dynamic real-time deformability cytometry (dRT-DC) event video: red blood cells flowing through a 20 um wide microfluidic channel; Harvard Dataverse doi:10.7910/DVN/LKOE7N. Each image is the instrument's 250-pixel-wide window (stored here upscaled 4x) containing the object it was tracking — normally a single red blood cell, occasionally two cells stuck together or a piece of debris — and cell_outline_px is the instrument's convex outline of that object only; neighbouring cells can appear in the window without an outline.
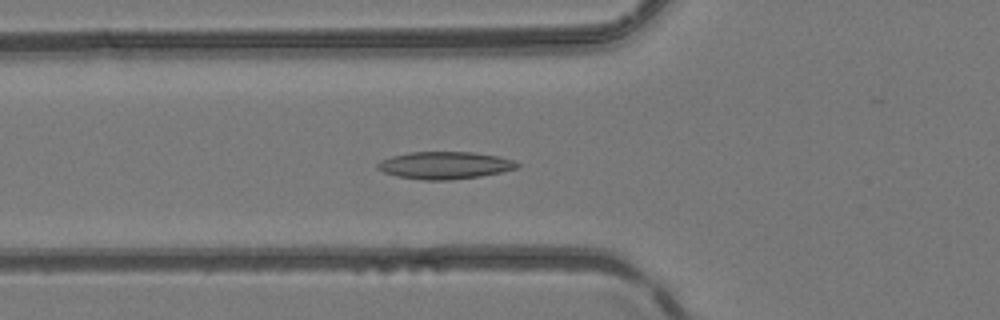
{"species": "common noctule bat (a hibernating species)", "species_latin": "Nyctalus noctula", "temperature_condition": "room temperature", "stored_images_in_passage": 47, "camera_frame_rate_fps": 3000, "um_per_image_px": 0.085, "animal": {"sex": "female", "body_mass_g": 24.6, "forearm_length_mm": 56.2}, "frame": {"image": 1, "passage_image": 17, "time_ms": 5.333, "image_size_px": [1000, 320], "cell_outline_px": [[520, 168], [480, 176], [448, 180], [424, 180], [396, 176], [384, 172], [376, 168], [376, 164], [380, 160], [392, 156], [408, 152], [472, 152], [500, 156], [512, 160], [520, 164]], "centroid_in_image_um": [37.8, 14.05], "position_along_channel_um": 88.0, "area_um2": 22.31}}
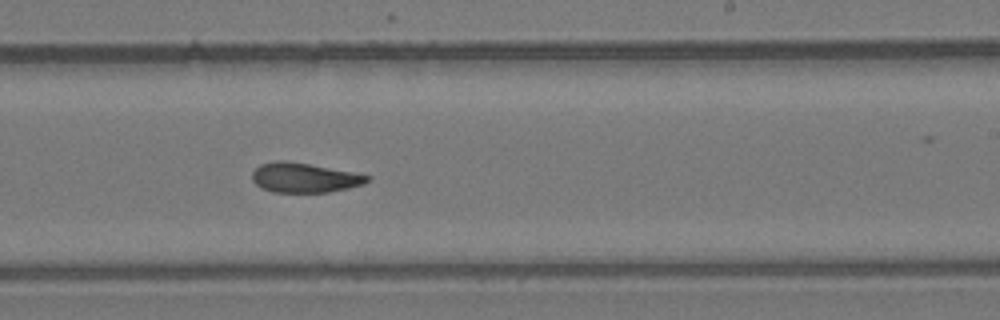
{"frame": {"image": 2, "passage_image": 29, "time_ms": 9.333, "image_size_px": [1000, 320], "cell_outline_px": [[372, 180], [364, 184], [348, 188], [328, 192], [272, 192], [260, 188], [252, 180], [252, 172], [260, 164], [276, 160], [284, 160], [308, 164], [352, 172], [372, 176]], "centroid_in_image_um": [25.86, 15.11], "position_along_channel_um": 263.1, "area_um2": 19.94}}
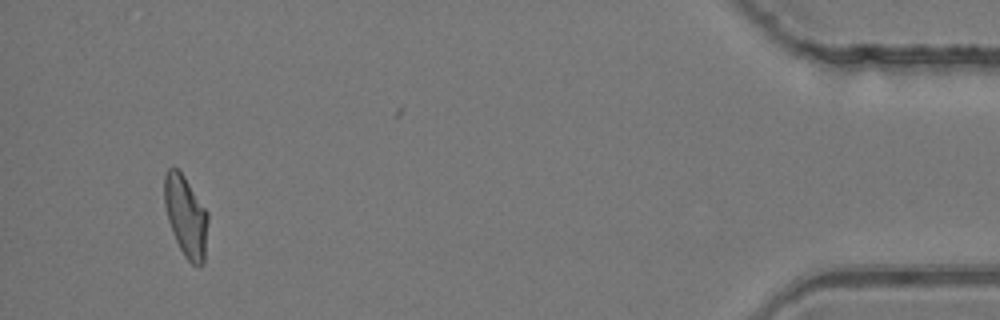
{"frame": {"image": 3, "passage_image": 45, "time_ms": 14.667, "image_size_px": [1000, 320], "cell_outline_px": [[208, 220], [204, 264], [192, 264], [184, 256], [172, 232], [168, 220], [164, 204], [164, 176], [168, 168], [176, 168], [184, 176], [208, 212]], "centroid_in_image_um": [15.8, 18.38], "position_along_channel_um": 419.4, "area_um2": 20.46}}